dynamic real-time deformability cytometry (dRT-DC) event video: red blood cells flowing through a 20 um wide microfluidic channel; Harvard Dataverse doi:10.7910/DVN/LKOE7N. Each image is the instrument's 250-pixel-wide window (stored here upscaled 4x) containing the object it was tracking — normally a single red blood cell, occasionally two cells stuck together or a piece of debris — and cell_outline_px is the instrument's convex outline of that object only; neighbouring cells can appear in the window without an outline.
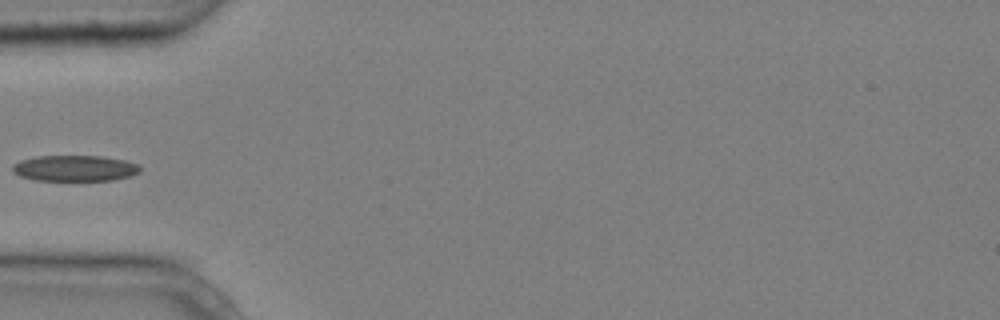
{"species": "common noctule bat (a hibernating species)", "species_latin": "Nyctalus noctula", "temperature_condition": "cold", "stored_images_in_passage": 5, "camera_frame_rate_fps": 3000, "um_per_image_px": 0.085, "animal": {"sex": "male", "body_mass_g": 20.4}, "frame": {"image": 1, "passage_image": 5, "time_ms": 1.333, "image_size_px": [1000, 320], "cell_outline_px": [[140, 172], [128, 176], [112, 180], [36, 180], [20, 176], [12, 172], [12, 164], [20, 160], [36, 156], [100, 156], [124, 160], [140, 164]], "centroid_in_image_um": [6.33, 14.29], "position_along_channel_um": 78.7, "area_um2": 19.25}}